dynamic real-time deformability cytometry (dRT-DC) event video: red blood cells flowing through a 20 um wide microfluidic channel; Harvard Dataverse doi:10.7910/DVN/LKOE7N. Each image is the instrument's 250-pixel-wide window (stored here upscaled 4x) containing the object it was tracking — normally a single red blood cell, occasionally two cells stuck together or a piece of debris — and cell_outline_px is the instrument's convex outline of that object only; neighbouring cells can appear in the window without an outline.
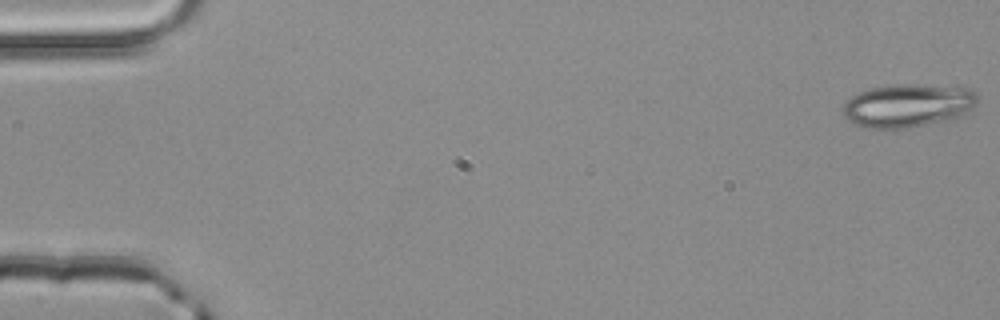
{"species": "common noctule bat (a hibernating species)", "species_latin": "Nyctalus noctula", "temperature_condition": "room temperature", "stored_images_in_passage": 52, "camera_frame_rate_fps": 3000, "um_per_image_px": 0.085, "animal": {"sex": "male", "body_mass_g": 20.4}, "frame": {"image": 1, "passage_image": 1, "time_ms": 0.0, "image_size_px": [1000, 320], "cell_outline_px": [[980, 100], [972, 108], [960, 116], [948, 120], [908, 128], [860, 128], [848, 120], [844, 116], [844, 104], [852, 96], [860, 92], [872, 88], [896, 84], [916, 84], [964, 88], [976, 92], [980, 96]], "centroid_in_image_um": [77.18, 8.98], "position_along_channel_um": 7.8, "area_um2": 33.93}}
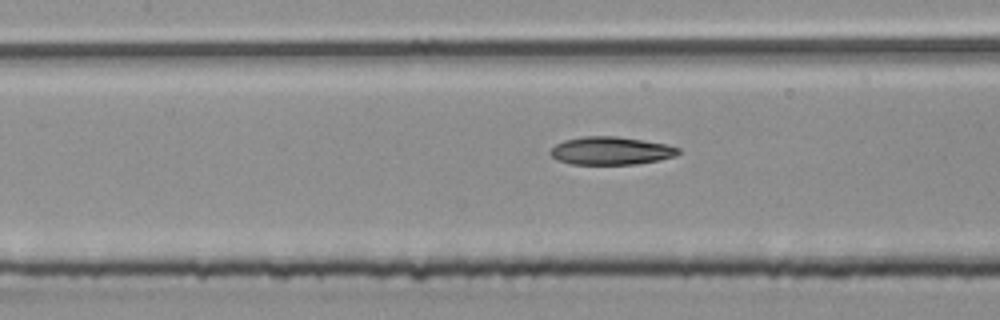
{"frame": {"image": 2, "passage_image": 24, "time_ms": 7.667, "image_size_px": [1000, 320], "cell_outline_px": [[680, 152], [676, 156], [660, 160], [636, 164], [568, 164], [556, 160], [548, 152], [556, 144], [564, 140], [580, 136], [616, 136], [668, 144], [680, 148]], "centroid_in_image_um": [51.92, 12.81], "position_along_channel_um": 155.5, "area_um2": 21.1}}
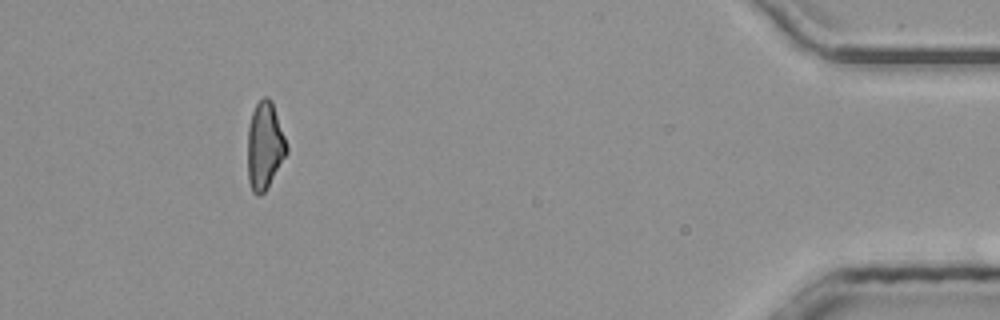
{"frame": {"image": 3, "passage_image": 48, "time_ms": 15.667, "image_size_px": [1000, 320], "cell_outline_px": [[288, 152], [264, 192], [260, 196], [256, 196], [252, 192], [248, 180], [248, 124], [252, 112], [256, 104], [264, 96], [268, 96], [272, 100], [288, 148]], "centroid_in_image_um": [22.49, 12.38], "position_along_channel_um": 412.7, "area_um2": 19.83}}